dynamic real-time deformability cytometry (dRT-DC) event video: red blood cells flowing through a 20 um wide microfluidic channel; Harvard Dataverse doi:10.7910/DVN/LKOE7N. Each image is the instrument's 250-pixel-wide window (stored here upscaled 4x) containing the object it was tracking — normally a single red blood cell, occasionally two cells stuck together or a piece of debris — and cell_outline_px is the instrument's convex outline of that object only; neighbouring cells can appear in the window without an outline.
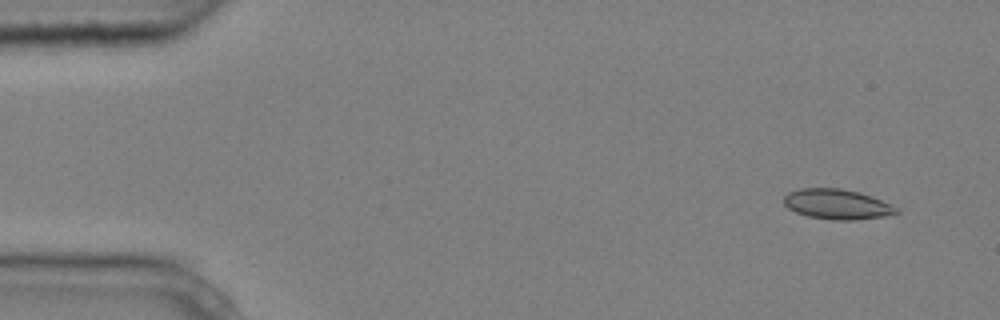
{"species": "common noctule bat (a hibernating species)", "species_latin": "Nyctalus noctula", "temperature_condition": "cold", "stored_images_in_passage": 5, "camera_frame_rate_fps": 3000, "um_per_image_px": 0.085, "animal": {"sex": "male", "body_mass_g": 20.4}, "frame": {"image": 1, "passage_image": 1, "time_ms": 0.0, "image_size_px": [1000, 320], "cell_outline_px": [[900, 212], [884, 216], [852, 220], [832, 220], [808, 216], [796, 212], [788, 208], [784, 204], [784, 196], [788, 192], [800, 188], [840, 188], [860, 192], [872, 196], [900, 208]], "centroid_in_image_um": [71.16, 17.35], "position_along_channel_um": 13.8, "area_um2": 19.83}}
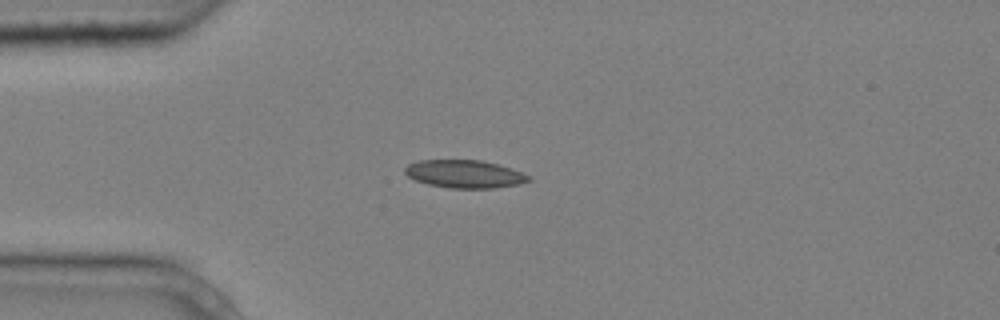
{"frame": {"image": 2, "passage_image": 4, "time_ms": 1.0, "image_size_px": [1000, 320], "cell_outline_px": [[532, 180], [520, 184], [492, 188], [448, 188], [428, 184], [416, 180], [408, 176], [404, 172], [404, 168], [408, 164], [420, 160], [480, 160], [496, 164], [532, 176]], "centroid_in_image_um": [39.48, 14.79], "position_along_channel_um": 45.5, "area_um2": 20.0}}
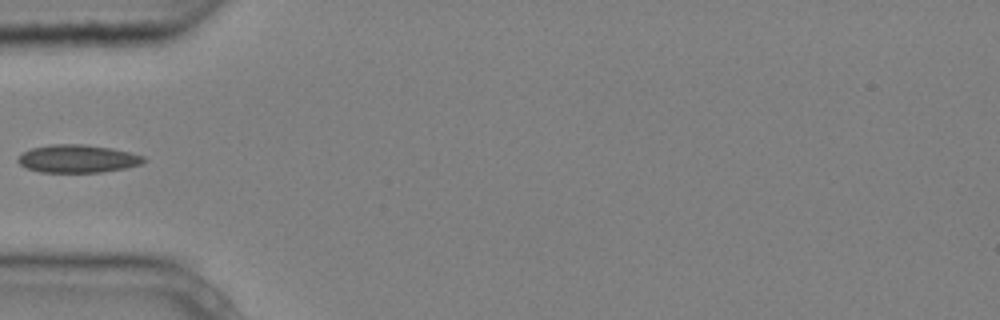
{"frame": {"image": 3, "passage_image": 5, "time_ms": 1.333, "image_size_px": [1000, 320], "cell_outline_px": [[148, 160], [144, 164], [124, 168], [100, 172], [40, 172], [28, 168], [20, 164], [16, 160], [24, 152], [32, 148], [48, 144], [84, 144], [112, 148], [144, 156]], "centroid_in_image_um": [6.63, 13.48], "position_along_channel_um": 78.4, "area_um2": 20.46}}